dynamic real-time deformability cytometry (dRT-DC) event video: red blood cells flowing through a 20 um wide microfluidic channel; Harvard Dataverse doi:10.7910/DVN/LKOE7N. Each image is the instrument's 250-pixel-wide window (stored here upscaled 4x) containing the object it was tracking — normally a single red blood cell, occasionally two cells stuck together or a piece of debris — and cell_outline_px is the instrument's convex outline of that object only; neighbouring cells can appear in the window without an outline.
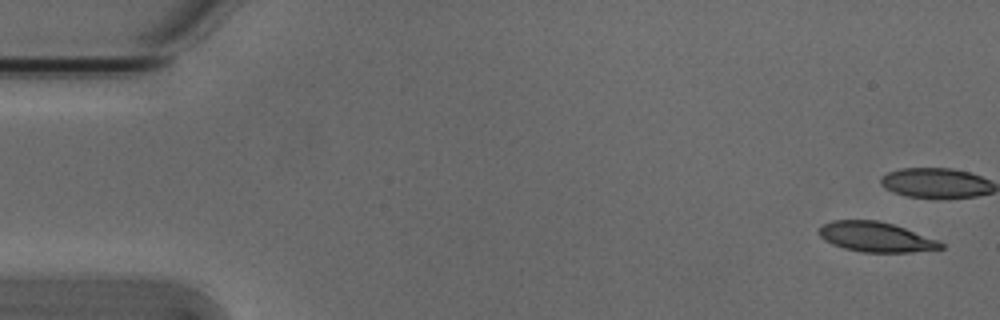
{"species": "Egyptian fruit bat (a non-hibernating species)", "species_latin": "Rousettus aegyptiacus", "temperature_condition": "cold", "stored_images_in_passage": 7, "camera_frame_rate_fps": 3000, "um_per_image_px": 0.085, "animal": {"sex": "male"}, "frame": {"image": 1, "passage_image": 1, "time_ms": 0.0, "image_size_px": [1000, 320], "cell_outline_px": [[944, 248], [912, 252], [864, 252], [844, 248], [832, 244], [824, 240], [820, 236], [820, 228], [824, 224], [832, 220], [876, 220], [892, 224], [940, 240], [944, 244]], "centroid_in_image_um": [74.48, 20.14], "position_along_channel_um": 10.5, "area_um2": 21.1}}